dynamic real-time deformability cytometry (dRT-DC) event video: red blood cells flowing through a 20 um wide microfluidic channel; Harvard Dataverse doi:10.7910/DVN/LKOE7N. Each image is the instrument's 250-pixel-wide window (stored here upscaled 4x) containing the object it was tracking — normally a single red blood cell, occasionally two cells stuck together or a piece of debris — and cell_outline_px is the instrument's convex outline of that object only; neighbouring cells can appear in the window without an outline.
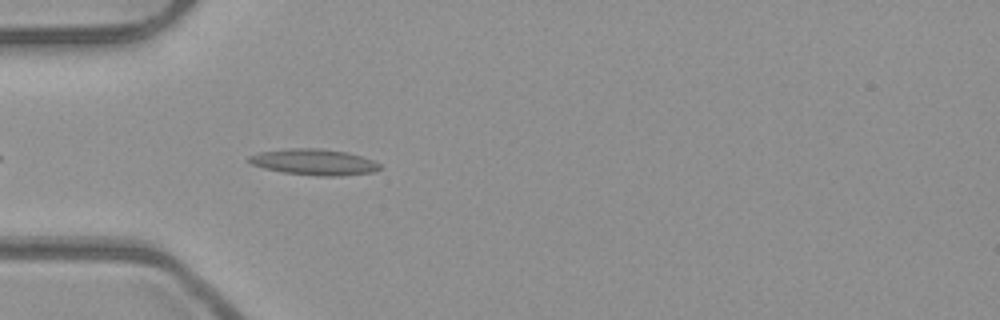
{"species": "common noctule bat (a hibernating species)", "species_latin": "Nyctalus noctula", "temperature_condition": "room temperature", "stored_images_in_passage": 4, "camera_frame_rate_fps": 3000, "um_per_image_px": 0.085, "animal": {"sex": "male", "body_mass_g": 23.1, "forearm_length_mm": 52.7}, "frame": {"image": 1, "passage_image": 4, "time_ms": 1.0, "image_size_px": [1000, 320], "cell_outline_px": [[384, 168], [372, 172], [340, 176], [316, 176], [284, 172], [264, 168], [252, 164], [248, 160], [248, 156], [260, 152], [288, 148], [320, 148], [348, 152], [372, 160], [380, 164]], "centroid_in_image_um": [26.72, 13.77], "position_along_channel_um": 58.3, "area_um2": 19.88}}